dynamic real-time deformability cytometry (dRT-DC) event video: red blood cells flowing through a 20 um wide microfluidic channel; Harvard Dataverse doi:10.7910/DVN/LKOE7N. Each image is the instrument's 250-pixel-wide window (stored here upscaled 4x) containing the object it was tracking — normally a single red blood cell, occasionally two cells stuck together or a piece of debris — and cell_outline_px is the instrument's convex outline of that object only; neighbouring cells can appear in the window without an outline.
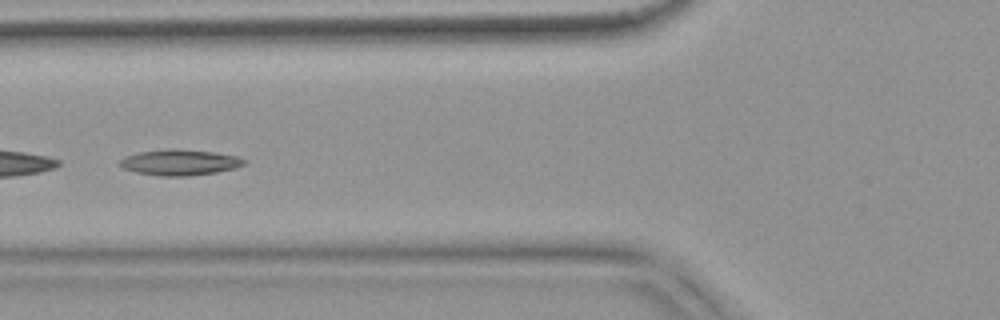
{"species": "common noctule bat (a hibernating species)", "species_latin": "Nyctalus noctula", "temperature_condition": "warm", "stored_images_in_passage": 54, "segment_of_instrument_passage": [2, 2], "camera_frame_rate_fps": 3000, "um_per_image_px": 0.085, "animal": {"sex": "female", "body_mass_g": 18.4}, "frame": {"image": 1, "passage_image": 21, "time_ms": 6.667, "image_size_px": [1000, 320], "cell_outline_px": [[248, 160], [244, 164], [236, 168], [216, 172], [188, 176], [160, 176], [136, 172], [120, 168], [120, 160], [128, 156], [140, 152], [172, 148], [176, 148], [216, 152], [236, 156]], "centroid_in_image_um": [15.31, 13.8], "position_along_channel_um": 110.5, "area_um2": 18.73}}
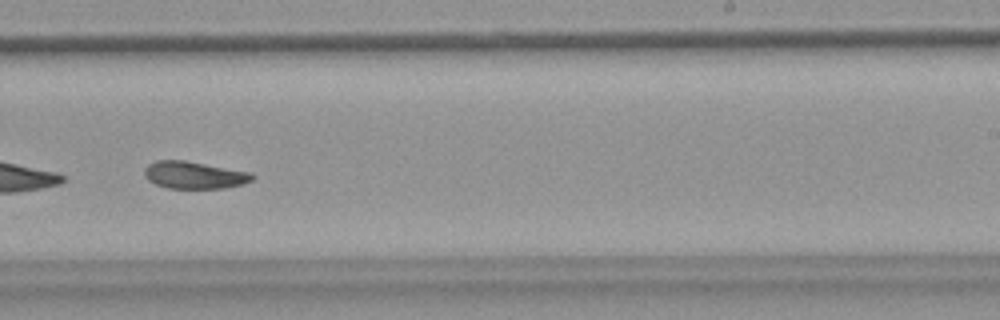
{"frame": {"image": 2, "passage_image": 34, "time_ms": 11.0, "image_size_px": [1000, 320], "cell_outline_px": [[256, 176], [252, 180], [244, 184], [224, 188], [168, 188], [156, 184], [148, 180], [144, 176], [144, 168], [148, 164], [156, 160], [184, 160], [252, 172]], "centroid_in_image_um": [16.52, 14.87], "position_along_channel_um": 272.5, "area_um2": 17.28}}